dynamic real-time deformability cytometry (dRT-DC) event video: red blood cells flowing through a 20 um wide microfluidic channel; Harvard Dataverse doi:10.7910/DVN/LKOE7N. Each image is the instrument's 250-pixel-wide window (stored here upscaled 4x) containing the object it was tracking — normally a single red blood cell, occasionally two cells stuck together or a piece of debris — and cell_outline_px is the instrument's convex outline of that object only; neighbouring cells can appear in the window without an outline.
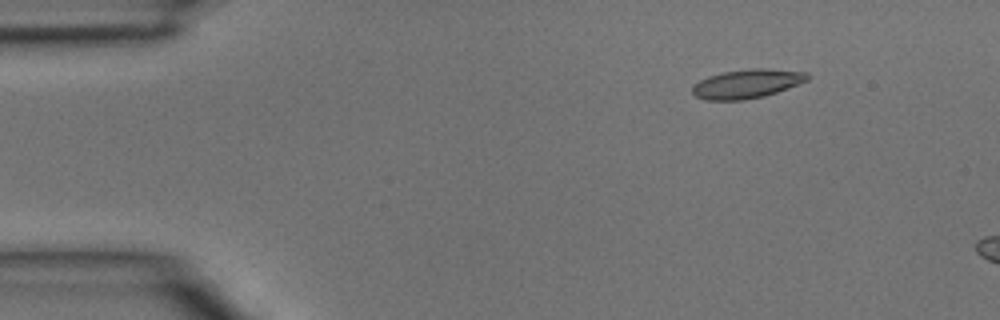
{"species": "common noctule bat (a hibernating species)", "species_latin": "Nyctalus noctula", "temperature_condition": "room temperature", "stored_images_in_passage": 5, "camera_frame_rate_fps": 3000, "um_per_image_px": 0.085, "animal": {"sex": "male", "body_mass_g": 15.6}, "frame": {"image": 1, "passage_image": 5, "time_ms": 1.333, "image_size_px": [1000, 320], "cell_outline_px": [[808, 80], [788, 88], [764, 96], [744, 100], [704, 100], [696, 96], [692, 92], [692, 88], [700, 80], [708, 76], [724, 72], [752, 68], [768, 68], [808, 72]], "centroid_in_image_um": [63.5, 7.12], "position_along_channel_um": 21.5, "area_um2": 19.36}}